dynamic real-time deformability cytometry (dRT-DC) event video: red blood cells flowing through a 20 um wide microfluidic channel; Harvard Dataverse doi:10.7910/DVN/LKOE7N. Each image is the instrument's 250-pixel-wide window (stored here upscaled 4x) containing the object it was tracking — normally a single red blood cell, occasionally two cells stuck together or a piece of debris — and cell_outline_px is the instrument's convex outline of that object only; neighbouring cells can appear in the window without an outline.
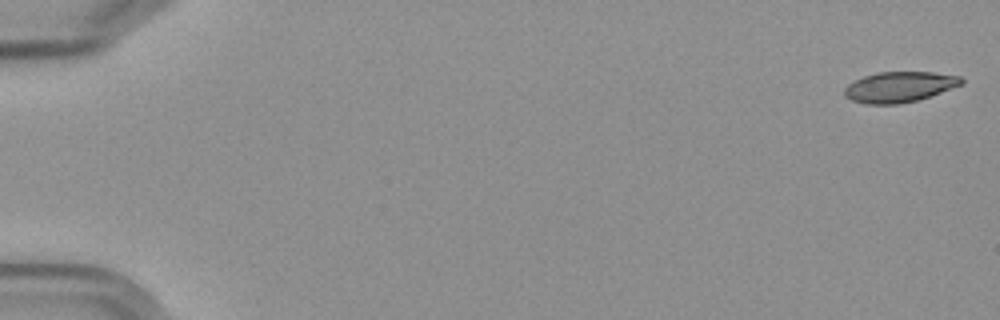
{"species": "Egyptian fruit bat (a non-hibernating species)", "species_latin": "Rousettus aegyptiacus", "temperature_condition": "cold", "stored_images_in_passage": 5, "camera_frame_rate_fps": 3000, "um_per_image_px": 0.085, "frame": {"image": 1, "passage_image": 1, "time_ms": 0.0, "image_size_px": [1000, 320], "cell_outline_px": [[964, 84], [916, 100], [900, 104], [864, 104], [852, 100], [844, 96], [844, 88], [848, 84], [864, 76], [880, 72], [932, 72], [960, 76], [964, 80]], "centroid_in_image_um": [76.44, 7.39], "position_along_channel_um": 8.6, "area_um2": 20.69}}
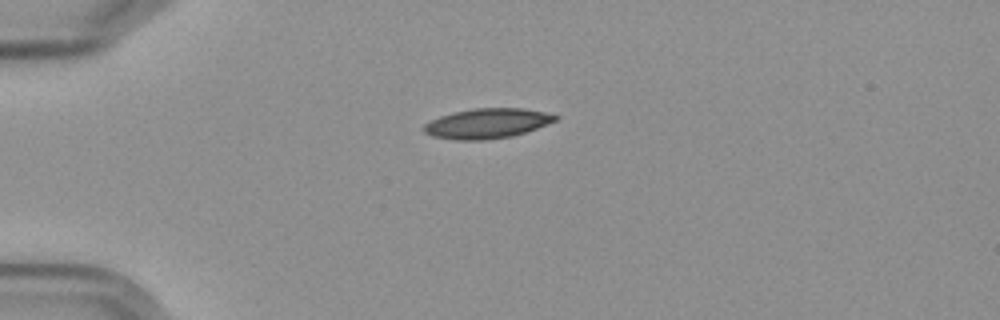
{"frame": {"image": 2, "passage_image": 5, "time_ms": 4.667, "image_size_px": [1000, 320], "cell_outline_px": [[560, 116], [556, 120], [536, 128], [512, 136], [484, 140], [456, 140], [432, 136], [424, 132], [424, 124], [440, 116], [452, 112], [472, 108], [524, 108], [544, 112]], "centroid_in_image_um": [41.39, 10.48], "position_along_channel_um": 43.6, "area_um2": 22.83}}